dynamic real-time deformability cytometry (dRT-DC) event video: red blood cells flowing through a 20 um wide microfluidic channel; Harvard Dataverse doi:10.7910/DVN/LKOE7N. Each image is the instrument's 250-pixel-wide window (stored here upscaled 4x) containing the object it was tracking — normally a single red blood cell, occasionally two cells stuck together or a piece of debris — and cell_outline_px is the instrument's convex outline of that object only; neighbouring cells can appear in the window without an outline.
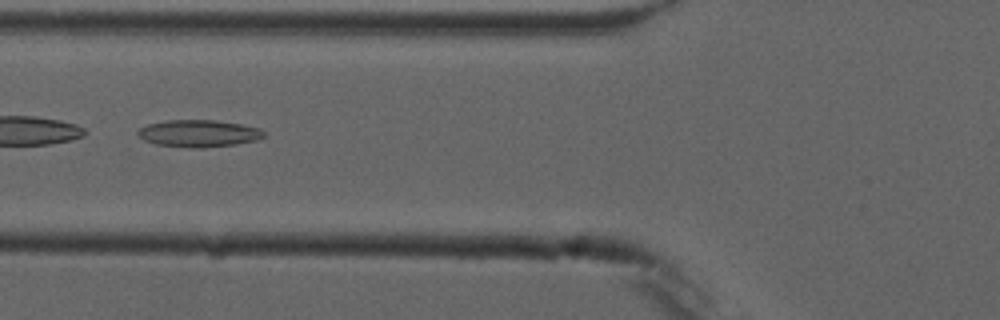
{"species": "common noctule bat (a hibernating species)", "species_latin": "Nyctalus noctula", "temperature_condition": "cold", "stored_images_in_passage": 9, "camera_frame_rate_fps": 3000, "um_per_image_px": 0.085, "animal": {"sex": "male", "forearm_length_mm": 52.5}, "frame": {"image": 1, "passage_image": 6, "time_ms": 6.0, "image_size_px": [1000, 320], "cell_outline_px": [[264, 136], [256, 140], [236, 144], [200, 148], [188, 148], [156, 144], [144, 140], [136, 132], [140, 128], [148, 124], [168, 120], [216, 120], [240, 124], [260, 128], [264, 132]], "centroid_in_image_um": [16.88, 11.34], "position_along_channel_um": 108.9, "area_um2": 19.83}}
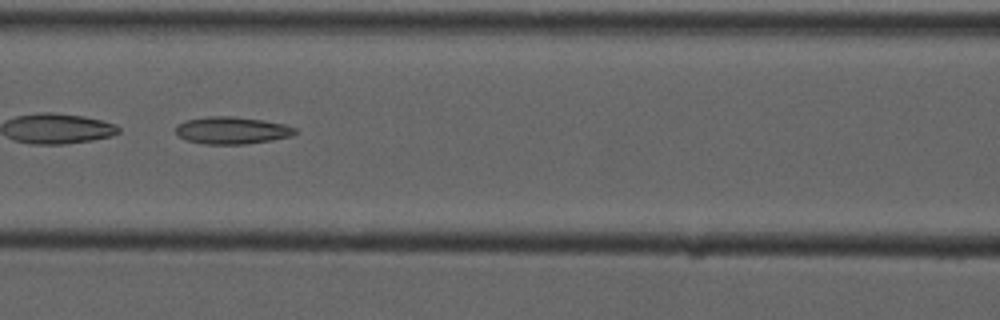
{"frame": {"image": 2, "passage_image": 7, "time_ms": 7.0, "image_size_px": [1000, 320], "cell_outline_px": [[296, 132], [292, 136], [272, 140], [244, 144], [204, 144], [184, 140], [176, 132], [176, 124], [184, 120], [208, 116], [236, 116], [284, 124], [296, 128]], "centroid_in_image_um": [19.68, 11.08], "position_along_channel_um": 146.9, "area_um2": 19.02}}
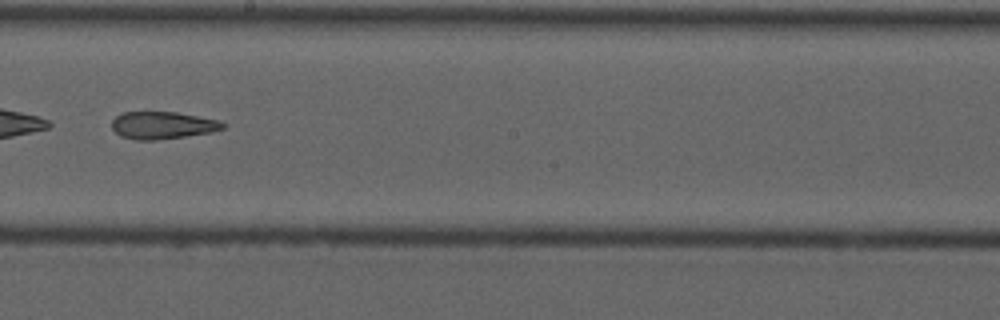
{"frame": {"image": 3, "passage_image": 9, "time_ms": 9.333, "image_size_px": [1000, 320], "cell_outline_px": [[228, 124], [224, 128], [212, 132], [156, 140], [136, 140], [120, 136], [112, 128], [112, 120], [116, 116], [124, 112], [176, 112], [216, 120]], "centroid_in_image_um": [13.8, 10.65], "position_along_channel_um": 234.4, "area_um2": 17.57}}